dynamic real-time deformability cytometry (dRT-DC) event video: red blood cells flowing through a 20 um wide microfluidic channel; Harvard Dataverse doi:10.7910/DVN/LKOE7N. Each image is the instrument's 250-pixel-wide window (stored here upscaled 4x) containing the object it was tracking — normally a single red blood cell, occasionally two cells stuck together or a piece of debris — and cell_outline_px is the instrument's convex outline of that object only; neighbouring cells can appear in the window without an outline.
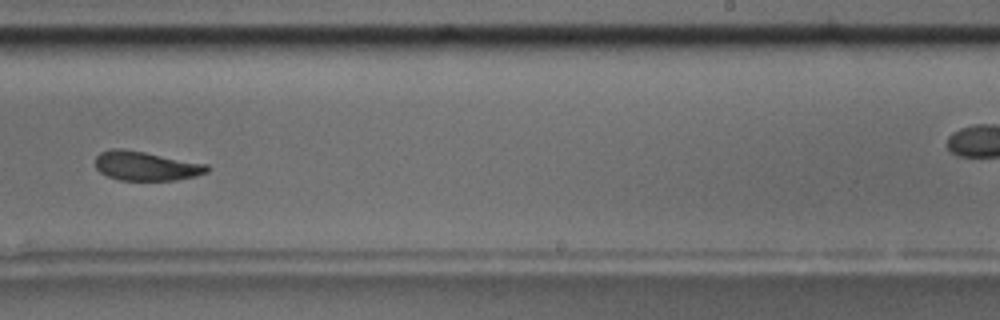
{"species": "common noctule bat (a hibernating species)", "species_latin": "Nyctalus noctula", "temperature_condition": "room temperature", "stored_images_in_passage": 16, "camera_frame_rate_fps": 3000, "um_per_image_px": 0.085, "animal": {"sex": "male", "body_mass_g": 17.5, "forearm_length_mm": 52.3}, "frame": {"image": 1, "passage_image": 10, "time_ms": 11.667, "image_size_px": [1000, 320], "cell_outline_px": [[212, 168], [208, 172], [196, 176], [176, 180], [120, 180], [108, 176], [100, 172], [96, 168], [96, 156], [100, 152], [112, 148], [124, 148], [208, 164]], "centroid_in_image_um": [12.44, 14.1], "position_along_channel_um": 276.6, "area_um2": 19.19}, "authors_computed_cell_mechanics": {"area_um2": 20.2589, "velocity_mm_per_s": 3.578, "shape_relaxation_time_tau1_ms": 8.7669, "shape_relaxation_time_tau2_ms": 3.0555, "deformation_change_tau1": 0.1348, "deformation_change_tau2": 0.0594}}